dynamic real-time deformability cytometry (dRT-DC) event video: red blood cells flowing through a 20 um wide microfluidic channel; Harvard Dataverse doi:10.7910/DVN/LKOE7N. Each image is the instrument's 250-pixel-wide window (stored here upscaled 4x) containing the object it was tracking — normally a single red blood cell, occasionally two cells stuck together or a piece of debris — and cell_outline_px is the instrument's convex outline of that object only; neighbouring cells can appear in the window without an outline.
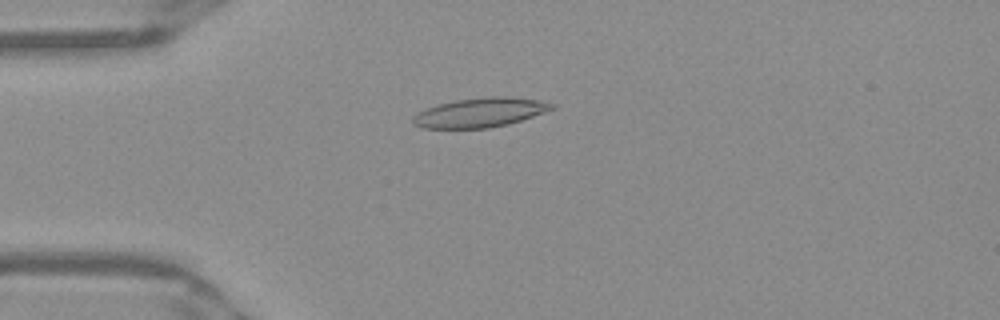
{"species": "Egyptian fruit bat (a non-hibernating species)", "species_latin": "Rousettus aegyptiacus", "temperature_condition": "warm", "stored_images_in_passage": 51, "camera_frame_rate_fps": 3000, "um_per_image_px": 0.085, "frame": {"image": 1, "passage_image": 13, "time_ms": 4.0, "image_size_px": [1000, 320], "cell_outline_px": [[556, 108], [508, 124], [488, 128], [424, 128], [412, 124], [412, 116], [428, 108], [440, 104], [456, 100], [492, 96], [508, 96], [536, 100], [556, 104]], "centroid_in_image_um": [40.81, 9.57], "position_along_channel_um": 44.2, "area_um2": 23.47}}
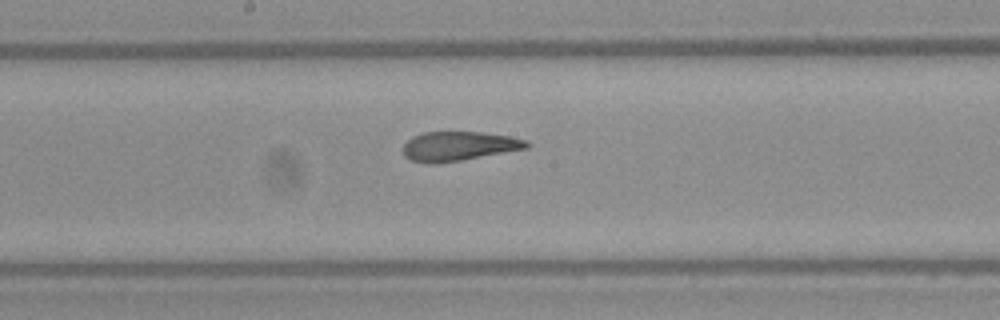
{"frame": {"image": 2, "passage_image": 27, "time_ms": 8.667, "image_size_px": [1000, 320], "cell_outline_px": [[532, 144], [528, 148], [460, 160], [436, 164], [428, 164], [412, 160], [404, 156], [404, 144], [412, 136], [424, 132], [480, 132], [508, 136], [528, 140]], "centroid_in_image_um": [39.0, 12.42], "position_along_channel_um": 209.2, "area_um2": 21.04}}
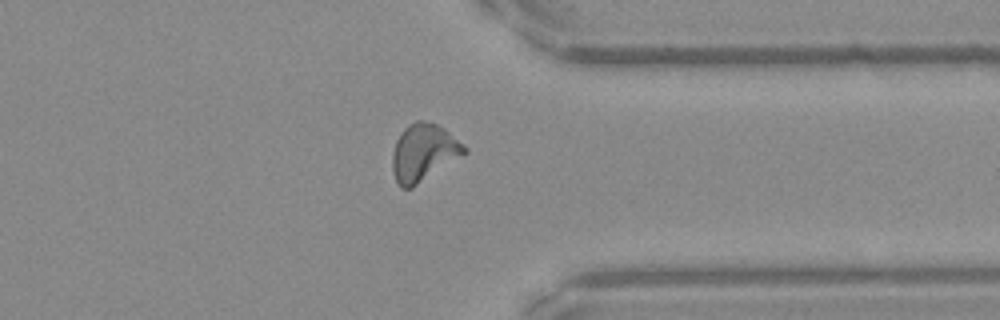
{"frame": {"image": 3, "passage_image": 40, "time_ms": 13.0, "image_size_px": [1000, 320], "cell_outline_px": [[468, 152], [412, 188], [400, 188], [392, 172], [392, 152], [396, 140], [400, 132], [408, 124], [416, 120], [424, 120], [436, 124], [444, 128], [468, 148]], "centroid_in_image_um": [35.99, 12.96], "position_along_channel_um": 375.4, "area_um2": 24.16}, "authors_computed_cell_mechanics": {"area_um2": 22.4842, "velocity_mm_per_s": 3.937, "shape_relaxation_time_tau1_ms": 6.7032, "shape_relaxation_time_tau2_ms": 1.4895, "deformation_change_tau1": 0.246, "deformation_change_tau2": 0.1029}}